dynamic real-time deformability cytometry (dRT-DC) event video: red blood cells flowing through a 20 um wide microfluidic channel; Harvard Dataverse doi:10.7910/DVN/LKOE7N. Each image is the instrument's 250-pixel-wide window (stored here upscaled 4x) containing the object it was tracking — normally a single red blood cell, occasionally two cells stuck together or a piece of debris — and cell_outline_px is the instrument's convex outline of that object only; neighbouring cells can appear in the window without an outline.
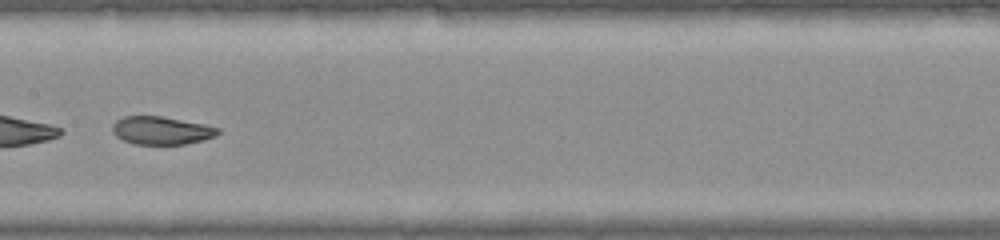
{"species": "common noctule bat (a hibernating species)", "species_latin": "Nyctalus noctula", "temperature_condition": "warm", "stored_images_in_passage": 28, "camera_frame_rate_fps": 3000, "um_per_image_px": 0.085, "animal": {"sex": "female", "body_mass_g": 22.0, "forearm_length_mm": 56.7}, "frame": {"image": 1, "passage_image": 9, "time_ms": 2.667, "image_size_px": [1000, 240], "cell_outline_px": [[220, 132], [216, 136], [204, 140], [184, 144], [132, 144], [116, 136], [112, 132], [112, 124], [116, 120], [124, 116], [160, 116], [204, 124], [220, 128]], "centroid_in_image_um": [13.71, 11.09], "position_along_channel_um": 193.7, "area_um2": 17.28}}